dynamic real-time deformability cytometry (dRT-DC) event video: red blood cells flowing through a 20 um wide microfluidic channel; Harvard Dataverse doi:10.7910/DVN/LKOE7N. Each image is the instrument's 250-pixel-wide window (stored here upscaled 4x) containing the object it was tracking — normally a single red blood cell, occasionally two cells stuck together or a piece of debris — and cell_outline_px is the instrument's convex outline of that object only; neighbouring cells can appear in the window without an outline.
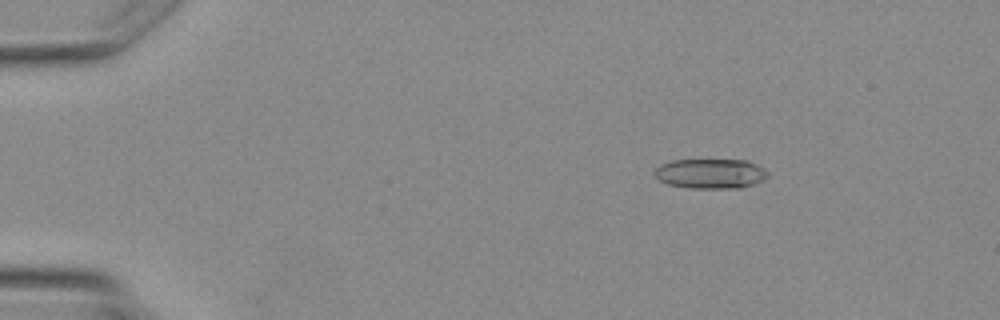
{"species": "Egyptian fruit bat (a non-hibernating species)", "species_latin": "Rousettus aegyptiacus", "temperature_condition": "warm", "stored_images_in_passage": 3, "camera_frame_rate_fps": 3000, "um_per_image_px": 0.085, "animal": {"sex": "female"}, "frame": {"image": 1, "passage_image": 1, "time_ms": 0.0, "image_size_px": [1000, 320], "cell_outline_px": [[768, 176], [752, 184], [740, 188], [688, 188], [668, 184], [660, 180], [656, 176], [656, 168], [660, 164], [672, 160], [748, 160], [764, 168], [768, 172]], "centroid_in_image_um": [60.4, 14.75], "position_along_channel_um": 24.6, "area_um2": 19.54}}